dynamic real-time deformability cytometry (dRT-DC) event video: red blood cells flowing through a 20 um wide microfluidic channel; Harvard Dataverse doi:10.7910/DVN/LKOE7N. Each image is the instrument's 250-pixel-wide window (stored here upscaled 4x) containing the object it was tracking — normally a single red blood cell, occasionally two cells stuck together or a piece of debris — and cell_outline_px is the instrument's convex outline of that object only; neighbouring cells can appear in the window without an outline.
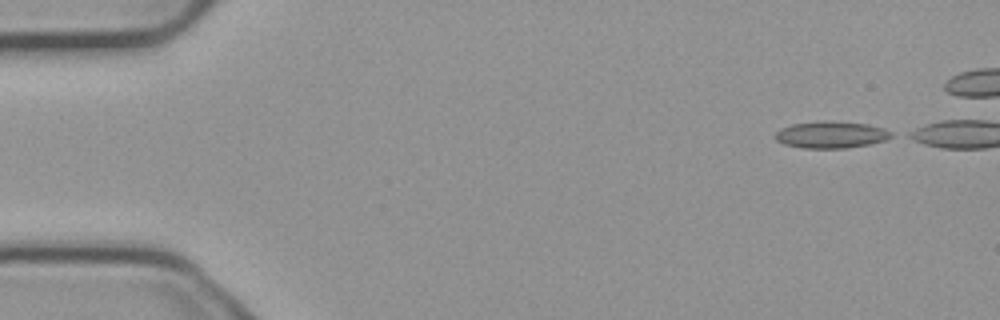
{"species": "common noctule bat (a hibernating species)", "species_latin": "Nyctalus noctula", "temperature_condition": "cold", "stored_images_in_passage": 5, "camera_frame_rate_fps": 3000, "um_per_image_px": 0.085, "animal": {"sex": "male", "body_mass_g": 23.1, "forearm_length_mm": 52.7}, "frame": {"image": 1, "passage_image": 1, "time_ms": 0.0, "image_size_px": [1000, 320], "cell_outline_px": [[892, 136], [884, 140], [868, 144], [844, 148], [804, 148], [784, 144], [776, 140], [772, 136], [780, 128], [792, 124], [824, 120], [828, 120], [868, 124], [884, 128], [892, 132]], "centroid_in_image_um": [70.6, 11.44], "position_along_channel_um": 14.4, "area_um2": 18.21}}